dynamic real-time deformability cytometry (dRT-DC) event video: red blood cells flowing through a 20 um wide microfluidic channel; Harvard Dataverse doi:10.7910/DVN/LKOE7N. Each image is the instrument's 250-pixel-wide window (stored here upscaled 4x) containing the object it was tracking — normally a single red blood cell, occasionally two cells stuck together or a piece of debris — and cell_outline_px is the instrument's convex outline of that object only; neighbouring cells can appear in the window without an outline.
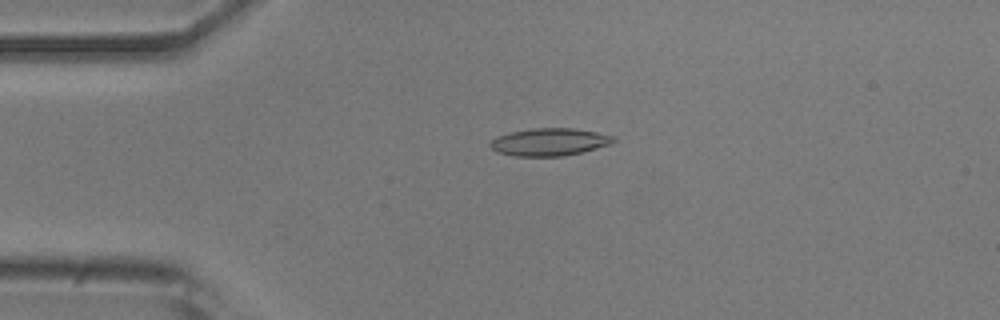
{"species": "common noctule bat (a hibernating species)", "species_latin": "Nyctalus noctula", "temperature_condition": "room temperature", "stored_images_in_passage": 25, "camera_frame_rate_fps": 3000, "um_per_image_px": 0.085, "animal": {"sex": "male", "body_mass_g": 20.5, "forearm_length_mm": 52.5}, "frame": {"image": 1, "passage_image": 12, "time_ms": 3.667, "image_size_px": [1000, 320], "cell_outline_px": [[616, 140], [608, 144], [596, 148], [564, 156], [516, 156], [496, 152], [488, 144], [496, 136], [508, 132], [532, 128], [572, 128], [596, 132], [616, 136]], "centroid_in_image_um": [46.66, 12.06], "position_along_channel_um": 38.3, "area_um2": 19.77}}
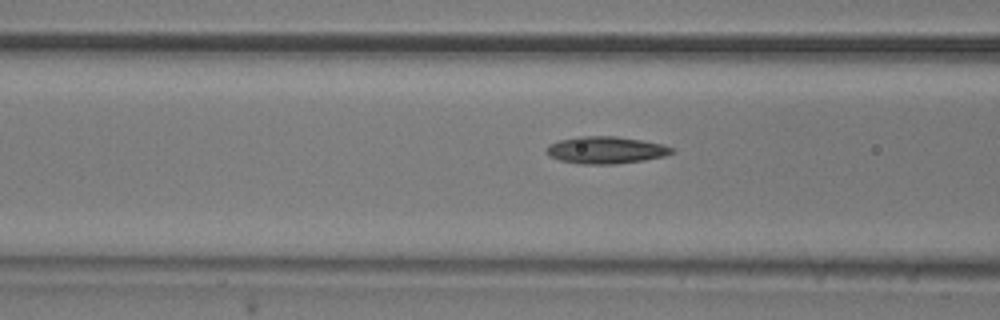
{"frame": {"image": 2, "passage_image": 20, "time_ms": 6.333, "image_size_px": [1000, 320], "cell_outline_px": [[676, 152], [664, 156], [644, 160], [616, 164], [580, 164], [560, 160], [548, 156], [548, 144], [560, 140], [580, 136], [616, 136], [640, 140], [660, 144], [676, 148]], "centroid_in_image_um": [51.52, 12.76], "position_along_channel_um": 115.1, "area_um2": 19.77}}
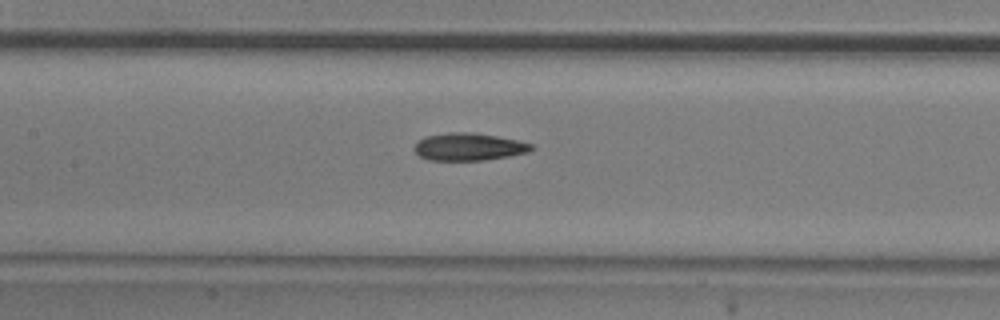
{"frame": {"image": 3, "passage_image": 24, "time_ms": 7.667, "image_size_px": [1000, 320], "cell_outline_px": [[536, 148], [528, 152], [508, 156], [484, 160], [428, 160], [420, 156], [412, 148], [416, 140], [424, 136], [448, 132], [468, 132], [496, 136], [520, 140], [532, 144]], "centroid_in_image_um": [39.81, 12.47], "position_along_channel_um": 167.6, "area_um2": 18.96}}